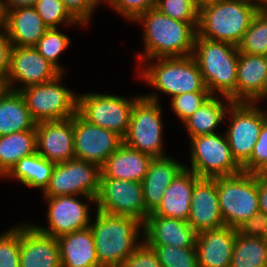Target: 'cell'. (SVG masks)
<instances>
[{
  "instance_id": "74e56055",
  "label": "cell",
  "mask_w": 267,
  "mask_h": 267,
  "mask_svg": "<svg viewBox=\"0 0 267 267\" xmlns=\"http://www.w3.org/2000/svg\"><path fill=\"white\" fill-rule=\"evenodd\" d=\"M20 226L0 235V267H20Z\"/></svg>"
},
{
  "instance_id": "e0dca14e",
  "label": "cell",
  "mask_w": 267,
  "mask_h": 267,
  "mask_svg": "<svg viewBox=\"0 0 267 267\" xmlns=\"http://www.w3.org/2000/svg\"><path fill=\"white\" fill-rule=\"evenodd\" d=\"M37 153L56 163L75 159L73 117L36 123Z\"/></svg>"
},
{
  "instance_id": "bcb514c9",
  "label": "cell",
  "mask_w": 267,
  "mask_h": 267,
  "mask_svg": "<svg viewBox=\"0 0 267 267\" xmlns=\"http://www.w3.org/2000/svg\"><path fill=\"white\" fill-rule=\"evenodd\" d=\"M258 208L267 215V178L257 176Z\"/></svg>"
},
{
  "instance_id": "5b68a950",
  "label": "cell",
  "mask_w": 267,
  "mask_h": 267,
  "mask_svg": "<svg viewBox=\"0 0 267 267\" xmlns=\"http://www.w3.org/2000/svg\"><path fill=\"white\" fill-rule=\"evenodd\" d=\"M219 208L225 226L238 228L259 213L257 175L240 172L216 177Z\"/></svg>"
},
{
  "instance_id": "ba28073f",
  "label": "cell",
  "mask_w": 267,
  "mask_h": 267,
  "mask_svg": "<svg viewBox=\"0 0 267 267\" xmlns=\"http://www.w3.org/2000/svg\"><path fill=\"white\" fill-rule=\"evenodd\" d=\"M62 74L54 80L15 88L23 95L32 118L37 122L64 120L77 113V96L59 83Z\"/></svg>"
},
{
  "instance_id": "5bb4252c",
  "label": "cell",
  "mask_w": 267,
  "mask_h": 267,
  "mask_svg": "<svg viewBox=\"0 0 267 267\" xmlns=\"http://www.w3.org/2000/svg\"><path fill=\"white\" fill-rule=\"evenodd\" d=\"M75 159L101 167L107 158L123 144L116 132L91 124L78 113L73 116Z\"/></svg>"
},
{
  "instance_id": "83f0119b",
  "label": "cell",
  "mask_w": 267,
  "mask_h": 267,
  "mask_svg": "<svg viewBox=\"0 0 267 267\" xmlns=\"http://www.w3.org/2000/svg\"><path fill=\"white\" fill-rule=\"evenodd\" d=\"M32 118L20 91L5 88L0 94V136L35 130Z\"/></svg>"
},
{
  "instance_id": "9c48e42d",
  "label": "cell",
  "mask_w": 267,
  "mask_h": 267,
  "mask_svg": "<svg viewBox=\"0 0 267 267\" xmlns=\"http://www.w3.org/2000/svg\"><path fill=\"white\" fill-rule=\"evenodd\" d=\"M100 167L92 162L71 159L56 163L44 197L79 195L96 203L100 183Z\"/></svg>"
},
{
  "instance_id": "681fc988",
  "label": "cell",
  "mask_w": 267,
  "mask_h": 267,
  "mask_svg": "<svg viewBox=\"0 0 267 267\" xmlns=\"http://www.w3.org/2000/svg\"><path fill=\"white\" fill-rule=\"evenodd\" d=\"M197 6L200 8L206 4L213 3V2H219L222 0H194Z\"/></svg>"
},
{
  "instance_id": "ee69618b",
  "label": "cell",
  "mask_w": 267,
  "mask_h": 267,
  "mask_svg": "<svg viewBox=\"0 0 267 267\" xmlns=\"http://www.w3.org/2000/svg\"><path fill=\"white\" fill-rule=\"evenodd\" d=\"M243 236L265 238L267 230V215L257 213L237 228Z\"/></svg>"
},
{
  "instance_id": "4316f807",
  "label": "cell",
  "mask_w": 267,
  "mask_h": 267,
  "mask_svg": "<svg viewBox=\"0 0 267 267\" xmlns=\"http://www.w3.org/2000/svg\"><path fill=\"white\" fill-rule=\"evenodd\" d=\"M62 267H102L90 227L57 237Z\"/></svg>"
},
{
  "instance_id": "ac0fdd59",
  "label": "cell",
  "mask_w": 267,
  "mask_h": 267,
  "mask_svg": "<svg viewBox=\"0 0 267 267\" xmlns=\"http://www.w3.org/2000/svg\"><path fill=\"white\" fill-rule=\"evenodd\" d=\"M187 222L196 233L225 226L219 208L216 178H199L195 182Z\"/></svg>"
},
{
  "instance_id": "b9f144b4",
  "label": "cell",
  "mask_w": 267,
  "mask_h": 267,
  "mask_svg": "<svg viewBox=\"0 0 267 267\" xmlns=\"http://www.w3.org/2000/svg\"><path fill=\"white\" fill-rule=\"evenodd\" d=\"M118 267H163L153 248L143 242L122 264Z\"/></svg>"
},
{
  "instance_id": "603a6c76",
  "label": "cell",
  "mask_w": 267,
  "mask_h": 267,
  "mask_svg": "<svg viewBox=\"0 0 267 267\" xmlns=\"http://www.w3.org/2000/svg\"><path fill=\"white\" fill-rule=\"evenodd\" d=\"M4 29L12 46H35L48 27L34 7H18L4 13Z\"/></svg>"
},
{
  "instance_id": "52a82bcc",
  "label": "cell",
  "mask_w": 267,
  "mask_h": 267,
  "mask_svg": "<svg viewBox=\"0 0 267 267\" xmlns=\"http://www.w3.org/2000/svg\"><path fill=\"white\" fill-rule=\"evenodd\" d=\"M161 112L157 95L140 96L132 108L129 129L123 143L153 158L165 156L162 151Z\"/></svg>"
},
{
  "instance_id": "816d5d0a",
  "label": "cell",
  "mask_w": 267,
  "mask_h": 267,
  "mask_svg": "<svg viewBox=\"0 0 267 267\" xmlns=\"http://www.w3.org/2000/svg\"><path fill=\"white\" fill-rule=\"evenodd\" d=\"M0 30L4 27V13L2 10L1 2H0Z\"/></svg>"
},
{
  "instance_id": "c3c4849f",
  "label": "cell",
  "mask_w": 267,
  "mask_h": 267,
  "mask_svg": "<svg viewBox=\"0 0 267 267\" xmlns=\"http://www.w3.org/2000/svg\"><path fill=\"white\" fill-rule=\"evenodd\" d=\"M258 11L267 15V0H257Z\"/></svg>"
},
{
  "instance_id": "d6986e66",
  "label": "cell",
  "mask_w": 267,
  "mask_h": 267,
  "mask_svg": "<svg viewBox=\"0 0 267 267\" xmlns=\"http://www.w3.org/2000/svg\"><path fill=\"white\" fill-rule=\"evenodd\" d=\"M20 267H62L57 238L34 225L20 226Z\"/></svg>"
},
{
  "instance_id": "f907efd6",
  "label": "cell",
  "mask_w": 267,
  "mask_h": 267,
  "mask_svg": "<svg viewBox=\"0 0 267 267\" xmlns=\"http://www.w3.org/2000/svg\"><path fill=\"white\" fill-rule=\"evenodd\" d=\"M259 177H267V163L256 173Z\"/></svg>"
},
{
  "instance_id": "484cf974",
  "label": "cell",
  "mask_w": 267,
  "mask_h": 267,
  "mask_svg": "<svg viewBox=\"0 0 267 267\" xmlns=\"http://www.w3.org/2000/svg\"><path fill=\"white\" fill-rule=\"evenodd\" d=\"M199 178L185 166L164 192L159 207L151 214L187 221L192 191Z\"/></svg>"
},
{
  "instance_id": "8fae6325",
  "label": "cell",
  "mask_w": 267,
  "mask_h": 267,
  "mask_svg": "<svg viewBox=\"0 0 267 267\" xmlns=\"http://www.w3.org/2000/svg\"><path fill=\"white\" fill-rule=\"evenodd\" d=\"M139 98L128 100L115 95L84 93L77 97V113L87 122L124 138L129 129L132 108Z\"/></svg>"
},
{
  "instance_id": "4fadbf2b",
  "label": "cell",
  "mask_w": 267,
  "mask_h": 267,
  "mask_svg": "<svg viewBox=\"0 0 267 267\" xmlns=\"http://www.w3.org/2000/svg\"><path fill=\"white\" fill-rule=\"evenodd\" d=\"M97 210L116 216L133 217L144 224L149 213L145 208L141 182L100 178Z\"/></svg>"
},
{
  "instance_id": "cb8c5ba5",
  "label": "cell",
  "mask_w": 267,
  "mask_h": 267,
  "mask_svg": "<svg viewBox=\"0 0 267 267\" xmlns=\"http://www.w3.org/2000/svg\"><path fill=\"white\" fill-rule=\"evenodd\" d=\"M185 168V165L170 157H155L150 162L143 179V199L149 214L160 205L162 196L175 177Z\"/></svg>"
},
{
  "instance_id": "f5cc1de1",
  "label": "cell",
  "mask_w": 267,
  "mask_h": 267,
  "mask_svg": "<svg viewBox=\"0 0 267 267\" xmlns=\"http://www.w3.org/2000/svg\"><path fill=\"white\" fill-rule=\"evenodd\" d=\"M5 88H6L5 83L2 80H0V94L4 91Z\"/></svg>"
},
{
  "instance_id": "d4e9b609",
  "label": "cell",
  "mask_w": 267,
  "mask_h": 267,
  "mask_svg": "<svg viewBox=\"0 0 267 267\" xmlns=\"http://www.w3.org/2000/svg\"><path fill=\"white\" fill-rule=\"evenodd\" d=\"M153 157L124 143L100 167V178L142 182Z\"/></svg>"
},
{
  "instance_id": "f35d334b",
  "label": "cell",
  "mask_w": 267,
  "mask_h": 267,
  "mask_svg": "<svg viewBox=\"0 0 267 267\" xmlns=\"http://www.w3.org/2000/svg\"><path fill=\"white\" fill-rule=\"evenodd\" d=\"M211 96L210 92H188L172 97V108L184 122Z\"/></svg>"
},
{
  "instance_id": "7402d4cb",
  "label": "cell",
  "mask_w": 267,
  "mask_h": 267,
  "mask_svg": "<svg viewBox=\"0 0 267 267\" xmlns=\"http://www.w3.org/2000/svg\"><path fill=\"white\" fill-rule=\"evenodd\" d=\"M267 92V56L239 52L236 102L254 103Z\"/></svg>"
},
{
  "instance_id": "44dd1931",
  "label": "cell",
  "mask_w": 267,
  "mask_h": 267,
  "mask_svg": "<svg viewBox=\"0 0 267 267\" xmlns=\"http://www.w3.org/2000/svg\"><path fill=\"white\" fill-rule=\"evenodd\" d=\"M147 245H168L178 248L195 247L196 232L187 221L149 214L143 224Z\"/></svg>"
},
{
  "instance_id": "7bdbcfd3",
  "label": "cell",
  "mask_w": 267,
  "mask_h": 267,
  "mask_svg": "<svg viewBox=\"0 0 267 267\" xmlns=\"http://www.w3.org/2000/svg\"><path fill=\"white\" fill-rule=\"evenodd\" d=\"M70 14L80 23L86 24L95 6L102 2V0H61Z\"/></svg>"
},
{
  "instance_id": "4dcf8cb0",
  "label": "cell",
  "mask_w": 267,
  "mask_h": 267,
  "mask_svg": "<svg viewBox=\"0 0 267 267\" xmlns=\"http://www.w3.org/2000/svg\"><path fill=\"white\" fill-rule=\"evenodd\" d=\"M54 166V162L36 152L19 160L5 176L17 178L30 188L38 187L44 191L49 184Z\"/></svg>"
},
{
  "instance_id": "1f68e13d",
  "label": "cell",
  "mask_w": 267,
  "mask_h": 267,
  "mask_svg": "<svg viewBox=\"0 0 267 267\" xmlns=\"http://www.w3.org/2000/svg\"><path fill=\"white\" fill-rule=\"evenodd\" d=\"M230 267H267V240L236 234Z\"/></svg>"
},
{
  "instance_id": "f6af8a7d",
  "label": "cell",
  "mask_w": 267,
  "mask_h": 267,
  "mask_svg": "<svg viewBox=\"0 0 267 267\" xmlns=\"http://www.w3.org/2000/svg\"><path fill=\"white\" fill-rule=\"evenodd\" d=\"M0 31V80L6 81L10 66V55L13 48L4 27Z\"/></svg>"
},
{
  "instance_id": "ffe728a7",
  "label": "cell",
  "mask_w": 267,
  "mask_h": 267,
  "mask_svg": "<svg viewBox=\"0 0 267 267\" xmlns=\"http://www.w3.org/2000/svg\"><path fill=\"white\" fill-rule=\"evenodd\" d=\"M238 230L229 226L196 234L195 249L199 267H230Z\"/></svg>"
},
{
  "instance_id": "8d00e7d4",
  "label": "cell",
  "mask_w": 267,
  "mask_h": 267,
  "mask_svg": "<svg viewBox=\"0 0 267 267\" xmlns=\"http://www.w3.org/2000/svg\"><path fill=\"white\" fill-rule=\"evenodd\" d=\"M156 9L174 20L199 23V7L194 0H157Z\"/></svg>"
},
{
  "instance_id": "9a60e30c",
  "label": "cell",
  "mask_w": 267,
  "mask_h": 267,
  "mask_svg": "<svg viewBox=\"0 0 267 267\" xmlns=\"http://www.w3.org/2000/svg\"><path fill=\"white\" fill-rule=\"evenodd\" d=\"M62 73L47 61L34 46H13L10 55V66L5 87L15 91L14 82L24 83V87L50 82Z\"/></svg>"
},
{
  "instance_id": "ab89813d",
  "label": "cell",
  "mask_w": 267,
  "mask_h": 267,
  "mask_svg": "<svg viewBox=\"0 0 267 267\" xmlns=\"http://www.w3.org/2000/svg\"><path fill=\"white\" fill-rule=\"evenodd\" d=\"M133 22L143 13L156 8L157 0H102Z\"/></svg>"
},
{
  "instance_id": "7dc6e473",
  "label": "cell",
  "mask_w": 267,
  "mask_h": 267,
  "mask_svg": "<svg viewBox=\"0 0 267 267\" xmlns=\"http://www.w3.org/2000/svg\"><path fill=\"white\" fill-rule=\"evenodd\" d=\"M37 0H0L3 13L18 7H34Z\"/></svg>"
},
{
  "instance_id": "30bf717a",
  "label": "cell",
  "mask_w": 267,
  "mask_h": 267,
  "mask_svg": "<svg viewBox=\"0 0 267 267\" xmlns=\"http://www.w3.org/2000/svg\"><path fill=\"white\" fill-rule=\"evenodd\" d=\"M191 168L200 178L231 176L242 172L225 135L217 133L191 137Z\"/></svg>"
},
{
  "instance_id": "60d3db41",
  "label": "cell",
  "mask_w": 267,
  "mask_h": 267,
  "mask_svg": "<svg viewBox=\"0 0 267 267\" xmlns=\"http://www.w3.org/2000/svg\"><path fill=\"white\" fill-rule=\"evenodd\" d=\"M267 163V121L263 124L250 158L241 166L243 172L256 174Z\"/></svg>"
},
{
  "instance_id": "8992f818",
  "label": "cell",
  "mask_w": 267,
  "mask_h": 267,
  "mask_svg": "<svg viewBox=\"0 0 267 267\" xmlns=\"http://www.w3.org/2000/svg\"><path fill=\"white\" fill-rule=\"evenodd\" d=\"M154 59L157 63L142 70L140 76L159 91L172 97L188 92H209L192 55Z\"/></svg>"
},
{
  "instance_id": "7c38bea8",
  "label": "cell",
  "mask_w": 267,
  "mask_h": 267,
  "mask_svg": "<svg viewBox=\"0 0 267 267\" xmlns=\"http://www.w3.org/2000/svg\"><path fill=\"white\" fill-rule=\"evenodd\" d=\"M255 103L232 102L227 111L231 125L225 136L236 162L242 166L249 158L258 140L261 128L267 121V114L257 109Z\"/></svg>"
},
{
  "instance_id": "277c9868",
  "label": "cell",
  "mask_w": 267,
  "mask_h": 267,
  "mask_svg": "<svg viewBox=\"0 0 267 267\" xmlns=\"http://www.w3.org/2000/svg\"><path fill=\"white\" fill-rule=\"evenodd\" d=\"M257 3L256 0H222L200 7L197 35L237 45L258 11Z\"/></svg>"
},
{
  "instance_id": "d590c367",
  "label": "cell",
  "mask_w": 267,
  "mask_h": 267,
  "mask_svg": "<svg viewBox=\"0 0 267 267\" xmlns=\"http://www.w3.org/2000/svg\"><path fill=\"white\" fill-rule=\"evenodd\" d=\"M34 8L48 29L57 28L61 23L82 24L70 14L61 0H37Z\"/></svg>"
},
{
  "instance_id": "e575fe53",
  "label": "cell",
  "mask_w": 267,
  "mask_h": 267,
  "mask_svg": "<svg viewBox=\"0 0 267 267\" xmlns=\"http://www.w3.org/2000/svg\"><path fill=\"white\" fill-rule=\"evenodd\" d=\"M69 44L70 39L67 35L60 33L57 28H51L46 31L34 47L47 61L63 73L64 70L57 61L61 52L65 50Z\"/></svg>"
},
{
  "instance_id": "2e32d148",
  "label": "cell",
  "mask_w": 267,
  "mask_h": 267,
  "mask_svg": "<svg viewBox=\"0 0 267 267\" xmlns=\"http://www.w3.org/2000/svg\"><path fill=\"white\" fill-rule=\"evenodd\" d=\"M48 200L49 228L34 225L40 232L59 237L89 227L88 205L76 199L74 195L44 197Z\"/></svg>"
},
{
  "instance_id": "836d02e7",
  "label": "cell",
  "mask_w": 267,
  "mask_h": 267,
  "mask_svg": "<svg viewBox=\"0 0 267 267\" xmlns=\"http://www.w3.org/2000/svg\"><path fill=\"white\" fill-rule=\"evenodd\" d=\"M148 246L156 252L158 260L163 267H199L195 247Z\"/></svg>"
},
{
  "instance_id": "d6a6232c",
  "label": "cell",
  "mask_w": 267,
  "mask_h": 267,
  "mask_svg": "<svg viewBox=\"0 0 267 267\" xmlns=\"http://www.w3.org/2000/svg\"><path fill=\"white\" fill-rule=\"evenodd\" d=\"M239 52L267 56V15L257 11L237 44Z\"/></svg>"
},
{
  "instance_id": "3957f363",
  "label": "cell",
  "mask_w": 267,
  "mask_h": 267,
  "mask_svg": "<svg viewBox=\"0 0 267 267\" xmlns=\"http://www.w3.org/2000/svg\"><path fill=\"white\" fill-rule=\"evenodd\" d=\"M89 227L102 267H118L142 244L137 242V238L143 224L133 217L110 215L97 210L96 221Z\"/></svg>"
},
{
  "instance_id": "f1b7e54d",
  "label": "cell",
  "mask_w": 267,
  "mask_h": 267,
  "mask_svg": "<svg viewBox=\"0 0 267 267\" xmlns=\"http://www.w3.org/2000/svg\"><path fill=\"white\" fill-rule=\"evenodd\" d=\"M37 152L36 130L0 136V175H5L22 158Z\"/></svg>"
},
{
  "instance_id": "7a4b0ae2",
  "label": "cell",
  "mask_w": 267,
  "mask_h": 267,
  "mask_svg": "<svg viewBox=\"0 0 267 267\" xmlns=\"http://www.w3.org/2000/svg\"><path fill=\"white\" fill-rule=\"evenodd\" d=\"M192 56L197 62L206 88L213 95L215 90L225 99L236 102L237 45L213 41L196 35Z\"/></svg>"
},
{
  "instance_id": "f546056e",
  "label": "cell",
  "mask_w": 267,
  "mask_h": 267,
  "mask_svg": "<svg viewBox=\"0 0 267 267\" xmlns=\"http://www.w3.org/2000/svg\"><path fill=\"white\" fill-rule=\"evenodd\" d=\"M226 100L227 106L222 103L223 101L211 95L198 110L183 122L190 137L215 133L214 129L224 121L227 109L232 103L229 98Z\"/></svg>"
},
{
  "instance_id": "6da1fadb",
  "label": "cell",
  "mask_w": 267,
  "mask_h": 267,
  "mask_svg": "<svg viewBox=\"0 0 267 267\" xmlns=\"http://www.w3.org/2000/svg\"><path fill=\"white\" fill-rule=\"evenodd\" d=\"M136 22L144 23L145 54L141 61L162 57H184L193 53L198 24L169 18L153 8L140 15Z\"/></svg>"
}]
</instances>
